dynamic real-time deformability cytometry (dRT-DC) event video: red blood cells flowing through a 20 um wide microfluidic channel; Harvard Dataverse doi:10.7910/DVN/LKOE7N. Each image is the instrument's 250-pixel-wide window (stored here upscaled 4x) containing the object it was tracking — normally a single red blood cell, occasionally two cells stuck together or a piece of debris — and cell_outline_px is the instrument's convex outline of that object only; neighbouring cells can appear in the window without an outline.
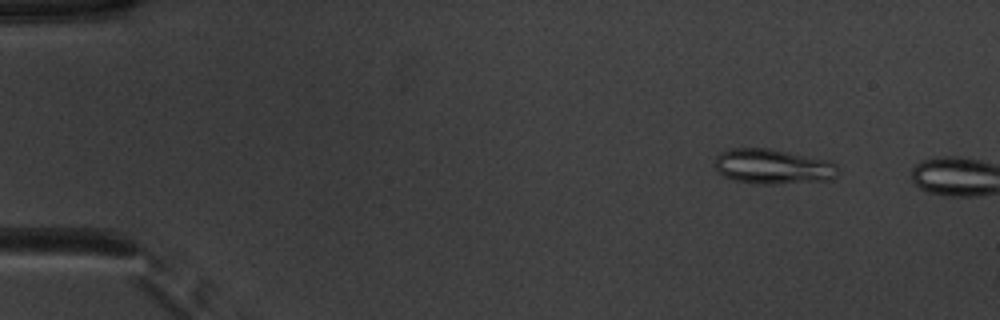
{"species": "common noctule bat (a hibernating species)", "species_latin": "Nyctalus noctula", "temperature_condition": "warm", "stored_images_in_passage": 6, "camera_frame_rate_fps": 3000, "um_per_image_px": 0.085, "animal": {"sex": "male", "body_mass_g": 20.1, "forearm_length_mm": 53.5}, "frame": {"image": 1, "passage_image": 4, "time_ms": 1.0, "image_size_px": [1000, 320], "cell_outline_px": [[840, 172], [832, 180], [772, 184], [756, 184], [736, 180], [724, 176], [716, 168], [716, 156], [720, 152], [732, 148], [768, 148], [828, 160], [836, 164]], "centroid_in_image_um": [65.73, 14.16], "position_along_channel_um": 19.3, "area_um2": 25.09}}